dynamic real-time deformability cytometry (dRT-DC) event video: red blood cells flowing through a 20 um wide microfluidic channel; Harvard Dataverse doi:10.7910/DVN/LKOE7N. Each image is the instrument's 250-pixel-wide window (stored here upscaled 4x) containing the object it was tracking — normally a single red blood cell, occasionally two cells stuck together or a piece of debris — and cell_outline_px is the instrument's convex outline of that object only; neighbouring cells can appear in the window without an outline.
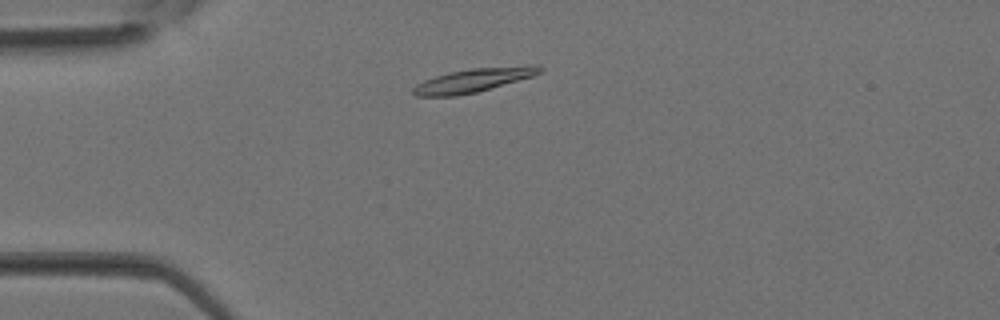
{"species": "Egyptian fruit bat (a non-hibernating species)", "species_latin": "Rousettus aegyptiacus", "temperature_condition": "room temperature", "stored_images_in_passage": 30, "camera_frame_rate_fps": 3000, "um_per_image_px": 0.085, "animal": {"sex": "female"}, "frame": {"image": 1, "passage_image": 3, "time_ms": 0.667, "image_size_px": [1000, 320], "cell_outline_px": [[544, 68], [540, 72], [532, 76], [476, 92], [456, 96], [416, 96], [412, 92], [412, 88], [416, 84], [424, 80], [448, 72], [472, 68], [524, 64], [536, 64]], "centroid_in_image_um": [40.26, 6.8], "position_along_channel_um": 44.7, "area_um2": 17.63}}
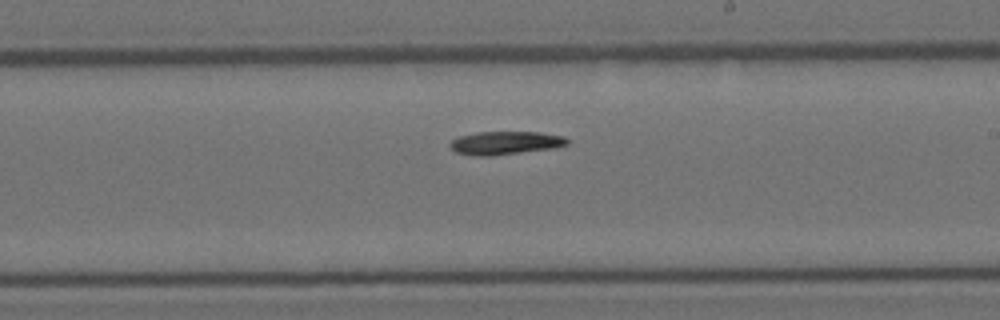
{"frame": {"image": 2, "passage_image": 15, "time_ms": 4.667, "image_size_px": [1000, 320], "cell_outline_px": [[568, 144], [552, 148], [488, 156], [476, 156], [456, 152], [448, 144], [456, 136], [476, 132], [540, 132], [564, 136], [568, 140]], "centroid_in_image_um": [42.91, 12.13], "position_along_channel_um": 246.1, "area_um2": 15.78}}
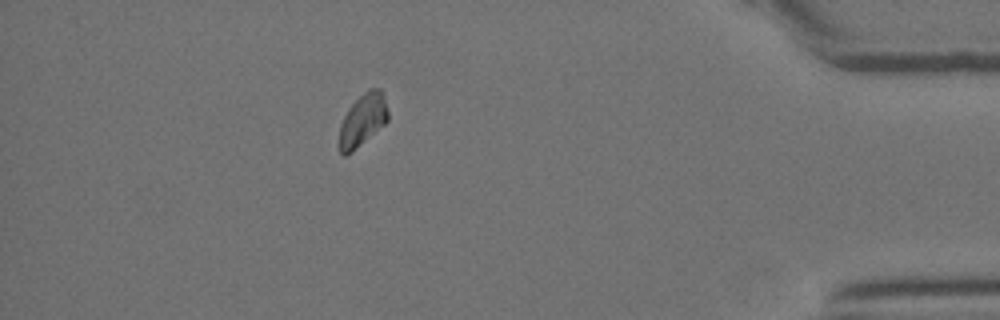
{"frame": {"image": 3, "passage_image": 26, "time_ms": 8.333, "image_size_px": [1000, 320], "cell_outline_px": [[388, 120], [384, 124], [352, 152], [344, 156], [340, 152], [336, 144], [340, 124], [348, 108], [368, 88], [380, 88], [384, 96], [388, 112]], "centroid_in_image_um": [30.78, 10.23], "position_along_channel_um": 404.4, "area_um2": 15.03}}